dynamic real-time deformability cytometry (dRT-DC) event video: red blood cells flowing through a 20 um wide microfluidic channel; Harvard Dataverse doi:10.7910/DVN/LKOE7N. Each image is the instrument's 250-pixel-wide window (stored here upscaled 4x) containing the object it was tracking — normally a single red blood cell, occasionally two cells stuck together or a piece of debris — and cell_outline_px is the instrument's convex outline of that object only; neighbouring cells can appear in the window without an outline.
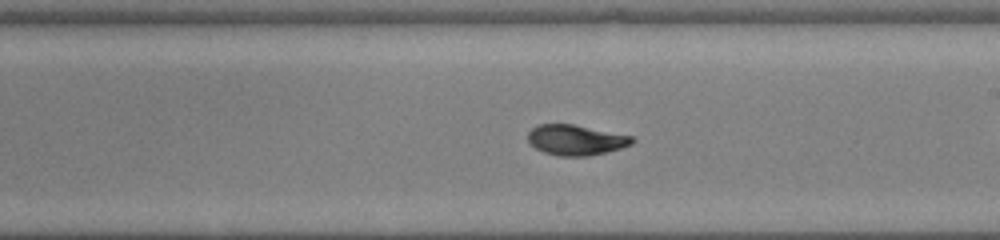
{"species": "common noctule bat (a hibernating species)", "species_latin": "Nyctalus noctula", "temperature_condition": "warm", "stored_images_in_passage": 46, "camera_frame_rate_fps": 3000, "um_per_image_px": 0.085, "animal": {"sex": "male", "body_mass_g": 19.0, "forearm_length_mm": 50.8}, "frame": {"image": 1, "passage_image": 27, "time_ms": 8.667, "image_size_px": [1000, 240], "cell_outline_px": [[636, 140], [632, 144], [620, 148], [588, 156], [560, 156], [544, 152], [536, 148], [528, 140], [528, 132], [532, 128], [540, 124], [572, 124], [632, 136]], "centroid_in_image_um": [48.95, 11.89], "position_along_channel_um": 240.1, "area_um2": 18.21}}
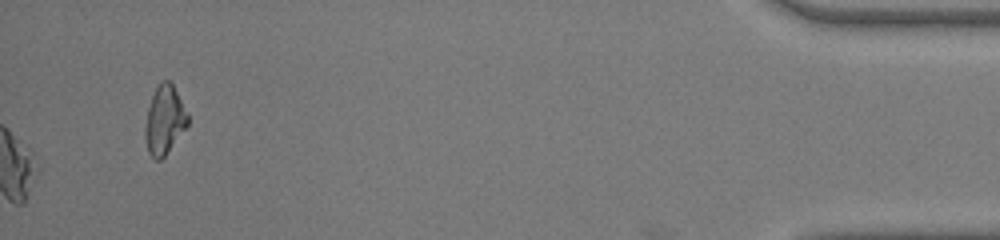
{"frame": {"image": 2, "passage_image": 46, "time_ms": 15.0, "image_size_px": [1000, 240], "cell_outline_px": [[188, 124], [164, 156], [160, 160], [156, 160], [148, 152], [144, 136], [144, 128], [148, 108], [152, 96], [160, 80], [168, 80], [172, 84], [188, 112]], "centroid_in_image_um": [13.97, 10.19], "position_along_channel_um": 421.2, "area_um2": 16.88}}